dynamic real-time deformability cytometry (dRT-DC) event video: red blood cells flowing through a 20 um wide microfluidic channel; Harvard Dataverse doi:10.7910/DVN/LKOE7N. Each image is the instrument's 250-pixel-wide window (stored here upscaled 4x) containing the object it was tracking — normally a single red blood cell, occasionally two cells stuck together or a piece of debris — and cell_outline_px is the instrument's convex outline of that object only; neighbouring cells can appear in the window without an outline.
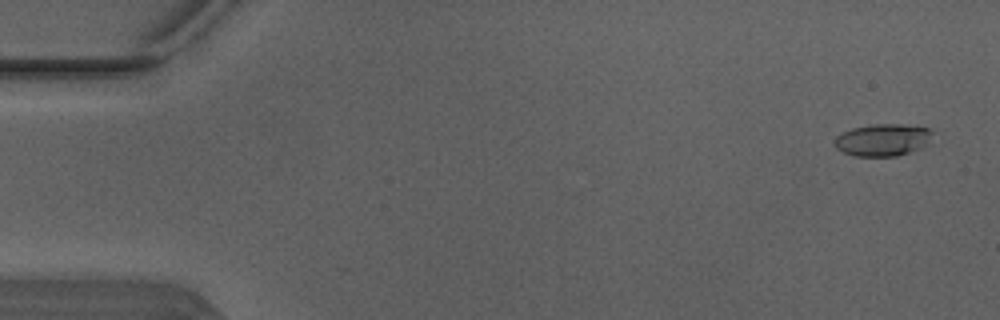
{"species": "Egyptian fruit bat (a non-hibernating species)", "species_latin": "Rousettus aegyptiacus", "temperature_condition": "warm", "stored_images_in_passage": 2, "segment_of_instrument_passage": [2, 2], "camera_frame_rate_fps": 3000, "um_per_image_px": 0.085, "animal": {"sex": "male"}, "frame": {"image": 1, "passage_image": 2, "time_ms": 0.333, "image_size_px": [1000, 320], "cell_outline_px": [[932, 132], [924, 144], [920, 148], [896, 156], [852, 156], [836, 148], [836, 136], [852, 128], [872, 124], [904, 124], [928, 128]], "centroid_in_image_um": [74.99, 11.89], "position_along_channel_um": 10.0, "area_um2": 17.98}}